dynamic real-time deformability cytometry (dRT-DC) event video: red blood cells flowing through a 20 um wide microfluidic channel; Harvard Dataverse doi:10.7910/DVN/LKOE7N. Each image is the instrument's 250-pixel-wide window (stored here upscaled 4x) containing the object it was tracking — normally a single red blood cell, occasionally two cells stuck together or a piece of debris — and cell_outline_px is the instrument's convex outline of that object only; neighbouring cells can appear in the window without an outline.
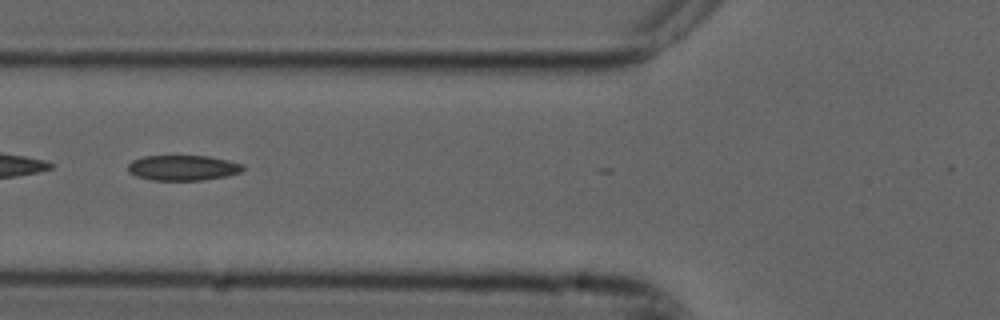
{"species": "common noctule bat (a hibernating species)", "species_latin": "Nyctalus noctula", "temperature_condition": "cold", "stored_images_in_passage": 17, "segment_of_instrument_passage": [2, 2], "camera_frame_rate_fps": 3000, "um_per_image_px": 0.085, "animal": {"sex": "male", "forearm_length_mm": 52.5}, "frame": {"image": 1, "passage_image": 15, "time_ms": 4.667, "image_size_px": [1000, 320], "cell_outline_px": [[244, 168], [240, 172], [228, 176], [204, 180], [152, 180], [136, 176], [128, 172], [128, 164], [132, 160], [144, 156], [208, 156], [228, 160], [244, 164]], "centroid_in_image_um": [15.55, 14.26], "position_along_channel_um": 110.2, "area_um2": 17.05}}